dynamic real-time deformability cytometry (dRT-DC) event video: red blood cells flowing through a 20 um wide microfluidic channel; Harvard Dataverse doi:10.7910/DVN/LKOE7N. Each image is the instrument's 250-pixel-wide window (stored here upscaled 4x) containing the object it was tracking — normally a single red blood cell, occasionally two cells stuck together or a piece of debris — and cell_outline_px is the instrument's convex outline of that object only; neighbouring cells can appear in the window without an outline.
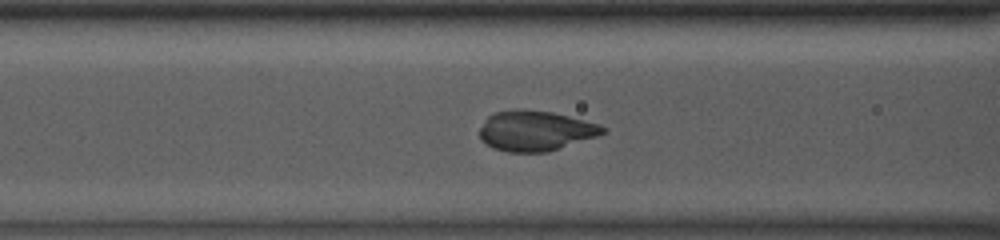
{"species": "common noctule bat (a hibernating species)", "species_latin": "Nyctalus noctula", "temperature_condition": "room temperature", "stored_images_in_passage": 38, "camera_frame_rate_fps": 3000, "um_per_image_px": 0.085, "animal": {"sex": "male", "body_mass_g": 13.0, "forearm_length_mm": 53.1}, "frame": {"image": 1, "passage_image": 8, "time_ms": 2.333, "image_size_px": [1000, 240], "cell_outline_px": [[608, 128], [600, 136], [548, 152], [508, 152], [492, 148], [484, 144], [480, 140], [480, 128], [484, 120], [488, 116], [496, 112], [552, 112], [600, 124]], "centroid_in_image_um": [45.55, 11.17], "position_along_channel_um": 121.1, "area_um2": 28.44}}
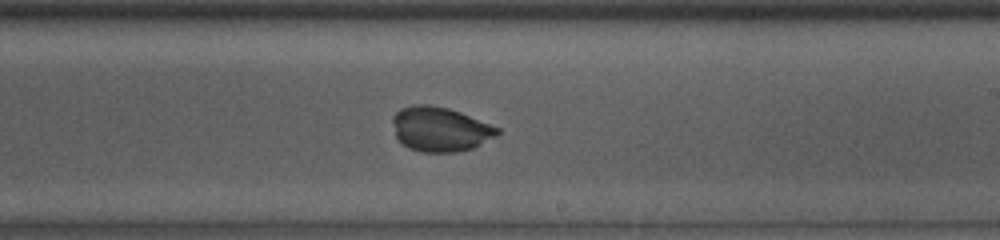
{"frame": {"image": 2, "passage_image": 18, "time_ms": 5.667, "image_size_px": [1000, 240], "cell_outline_px": [[500, 132], [480, 144], [472, 148], [456, 152], [424, 152], [408, 148], [396, 136], [392, 120], [392, 116], [400, 108], [412, 104], [428, 104], [448, 108], [460, 112], [500, 128]], "centroid_in_image_um": [37.38, 10.96], "position_along_channel_um": 251.6, "area_um2": 26.99}}
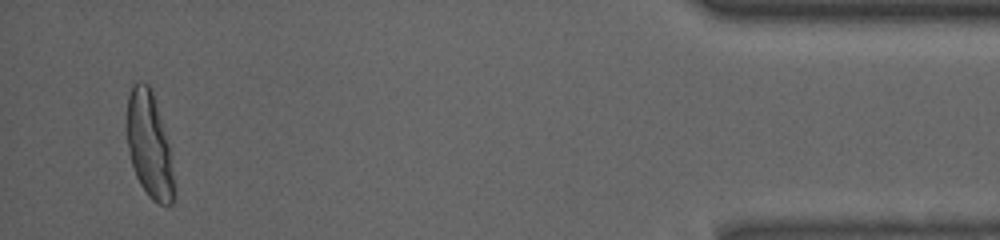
{"frame": {"image": 3, "passage_image": 36, "time_ms": 11.667, "image_size_px": [1000, 240], "cell_outline_px": [[176, 200], [172, 204], [160, 204], [152, 200], [148, 196], [140, 184], [136, 176], [128, 152], [128, 96], [132, 84], [136, 80], [140, 80], [148, 84], [152, 88], [168, 144]], "centroid_in_image_um": [12.69, 12.33], "position_along_channel_um": 422.5, "area_um2": 28.73}, "authors_computed_cell_mechanics": {"area_um2": 27.7151, "velocity_mm_per_s": 3.9061, "shape_relaxation_time_tau1_ms": 2.7139, "shape_relaxation_time_tau2_ms": null, "deformation_change_tau1": 0.1208, "deformation_change_tau2": null}}